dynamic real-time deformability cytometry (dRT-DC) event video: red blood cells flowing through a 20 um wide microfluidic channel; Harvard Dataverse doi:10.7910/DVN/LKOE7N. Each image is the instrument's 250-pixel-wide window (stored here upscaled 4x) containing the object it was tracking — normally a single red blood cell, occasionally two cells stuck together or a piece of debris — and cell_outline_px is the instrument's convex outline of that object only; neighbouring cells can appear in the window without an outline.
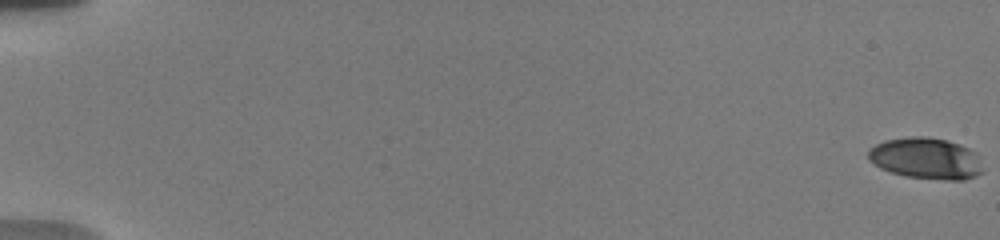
{"species": "human", "species_latin": "Homo sapiens", "temperature_condition": "warm", "stored_images_in_passage": 50, "camera_frame_rate_fps": 3000, "um_per_image_px": 0.085, "donor": {"sex": "male"}, "frame": {"image": 1, "passage_image": 1, "time_ms": 0.0, "image_size_px": [1000, 240], "cell_outline_px": [[984, 172], [976, 176], [964, 180], [944, 180], [904, 176], [880, 168], [872, 164], [868, 160], [868, 148], [884, 140], [908, 136], [928, 136], [960, 144], [976, 152]], "centroid_in_image_um": [78.69, 13.46], "position_along_channel_um": 6.3, "area_um2": 27.98}}
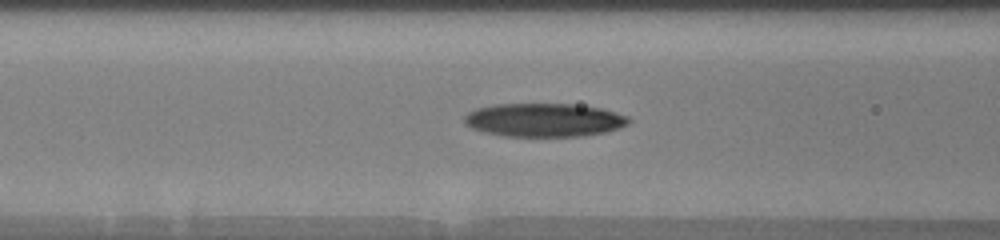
{"frame": {"image": 2, "passage_image": 21, "time_ms": 8.333, "image_size_px": [1000, 240], "cell_outline_px": [[632, 120], [628, 124], [620, 128], [608, 132], [580, 136], [504, 136], [484, 132], [472, 128], [464, 124], [464, 116], [468, 112], [476, 108], [492, 104], [572, 104], [600, 108], [616, 112], [628, 116]], "centroid_in_image_um": [46.25, 10.2], "position_along_channel_um": 120.3, "area_um2": 32.31}}
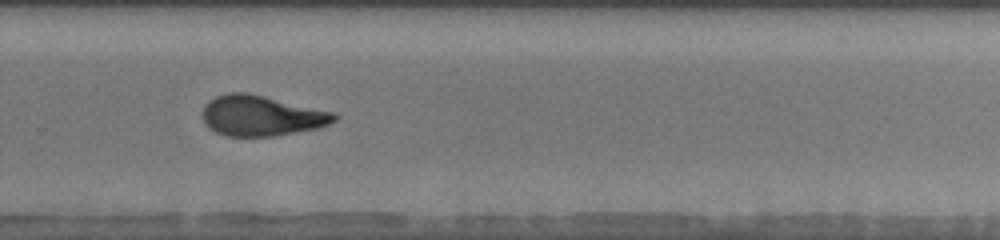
{"frame": {"image": 3, "passage_image": 36, "time_ms": 13.333, "image_size_px": [1000, 240], "cell_outline_px": [[336, 120], [328, 124], [316, 128], [272, 136], [228, 136], [216, 132], [208, 128], [204, 120], [204, 104], [208, 100], [216, 96], [228, 92], [248, 92], [336, 112]], "centroid_in_image_um": [22.21, 9.81], "position_along_channel_um": 307.6, "area_um2": 30.98}, "authors_computed_cell_mechanics": {"area_um2": 30.4895, "velocity_mm_per_s": 3.7526, "shape_relaxation_time_tau1_ms": 7.2681, "shape_relaxation_time_tau2_ms": 2.0095, "deformation_change_tau1": 0.243, "deformation_change_tau2": 0.1032}}